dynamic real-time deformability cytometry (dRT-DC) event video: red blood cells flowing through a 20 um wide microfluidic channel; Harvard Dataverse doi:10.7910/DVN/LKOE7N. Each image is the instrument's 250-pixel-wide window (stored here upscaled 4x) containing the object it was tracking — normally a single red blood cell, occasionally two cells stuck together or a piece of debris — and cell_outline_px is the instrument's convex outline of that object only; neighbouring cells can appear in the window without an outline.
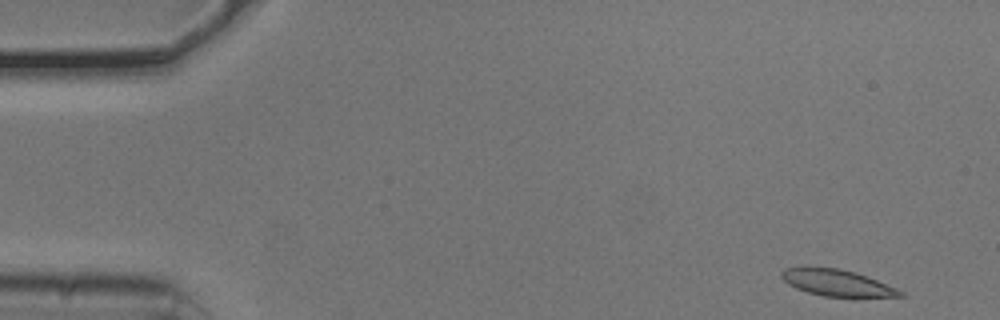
{"species": "common noctule bat (a hibernating species)", "species_latin": "Nyctalus noctula", "temperature_condition": "cold", "stored_images_in_passage": 49, "camera_frame_rate_fps": 3000, "um_per_image_px": 0.085, "animal": {"sex": "male", "body_mass_g": 20.5, "forearm_length_mm": 52.5}, "frame": {"image": 1, "passage_image": 1, "time_ms": 0.0, "image_size_px": [1000, 320], "cell_outline_px": [[904, 296], [824, 296], [808, 292], [796, 288], [788, 284], [780, 276], [780, 272], [784, 268], [836, 268], [856, 272], [896, 288], [904, 292]], "centroid_in_image_um": [71.11, 24.04], "position_along_channel_um": 13.9, "area_um2": 17.74}}
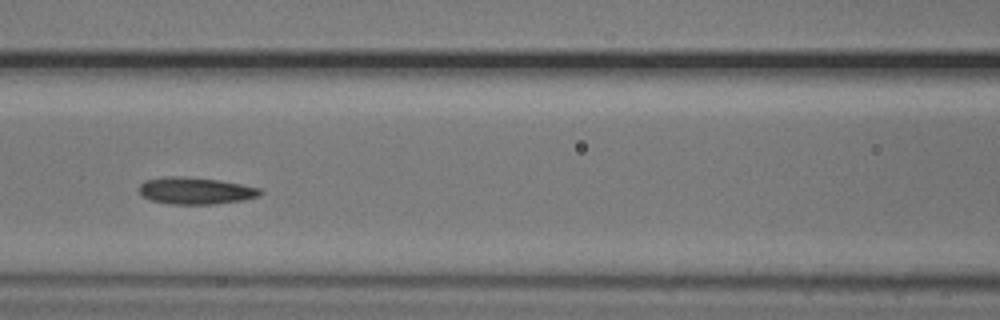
{"frame": {"image": 2, "passage_image": 21, "time_ms": 6.667, "image_size_px": [1000, 320], "cell_outline_px": [[264, 192], [260, 196], [244, 200], [216, 204], [168, 204], [152, 200], [140, 196], [140, 184], [144, 180], [164, 176], [184, 176], [220, 180], [260, 188]], "centroid_in_image_um": [16.62, 16.21], "position_along_channel_um": 150.0, "area_um2": 19.25}}
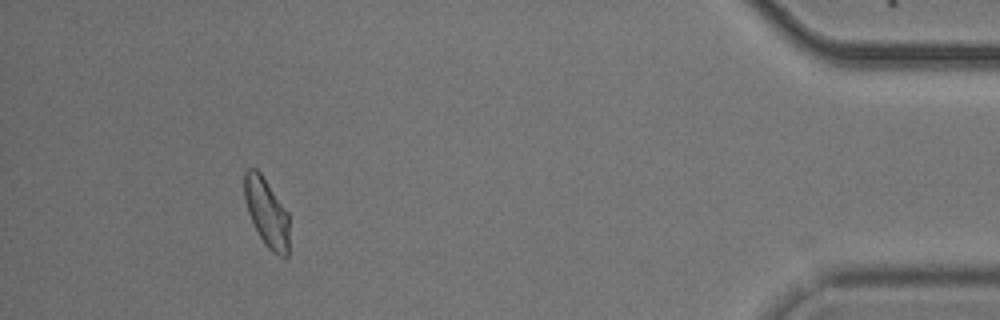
{"frame": {"image": 3, "passage_image": 47, "time_ms": 15.333, "image_size_px": [1000, 320], "cell_outline_px": [[288, 256], [284, 260], [272, 252], [264, 244], [248, 212], [244, 200], [244, 172], [248, 168], [256, 168], [260, 172], [288, 212]], "centroid_in_image_um": [22.66, 18.08], "position_along_channel_um": 412.5, "area_um2": 17.92}, "authors_computed_cell_mechanics": {"area_um2": 18.7272, "velocity_mm_per_s": 3.7382, "shape_relaxation_time_tau1_ms": 5.0167, "shape_relaxation_time_tau2_ms": 2.7313, "deformation_change_tau1": 0.1232, "deformation_change_tau2": 0.0817}}